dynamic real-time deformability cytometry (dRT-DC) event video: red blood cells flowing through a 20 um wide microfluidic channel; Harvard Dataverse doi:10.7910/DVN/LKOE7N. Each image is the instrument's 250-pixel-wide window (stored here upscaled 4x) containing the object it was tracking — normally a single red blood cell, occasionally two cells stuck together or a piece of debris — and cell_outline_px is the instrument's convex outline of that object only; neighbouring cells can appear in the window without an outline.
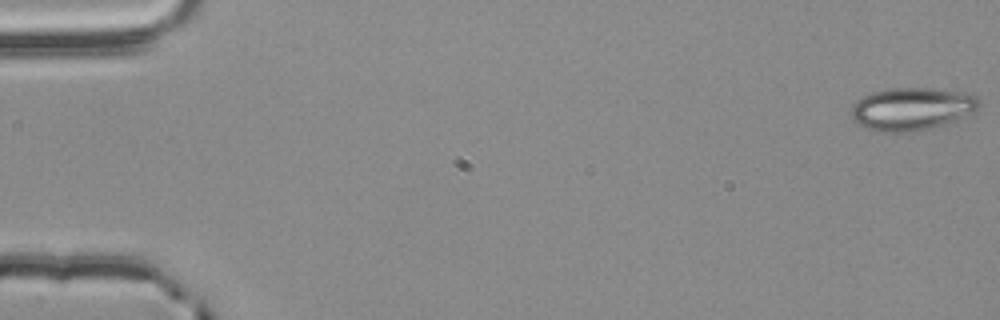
{"species": "common noctule bat (a hibernating species)", "species_latin": "Nyctalus noctula", "temperature_condition": "room temperature", "stored_images_in_passage": 56, "camera_frame_rate_fps": 3000, "um_per_image_px": 0.085, "animal": {"sex": "male", "body_mass_g": 20.4}, "frame": {"image": 1, "passage_image": 1, "time_ms": 0.0, "image_size_px": [1000, 320], "cell_outline_px": [[980, 104], [972, 112], [956, 120], [944, 124], [928, 128], [904, 132], [880, 132], [864, 128], [856, 124], [852, 120], [848, 112], [852, 104], [856, 100], [872, 92], [892, 88], [932, 88], [976, 92], [980, 100]], "centroid_in_image_um": [77.48, 9.23], "position_along_channel_um": 7.5, "area_um2": 32.43}}
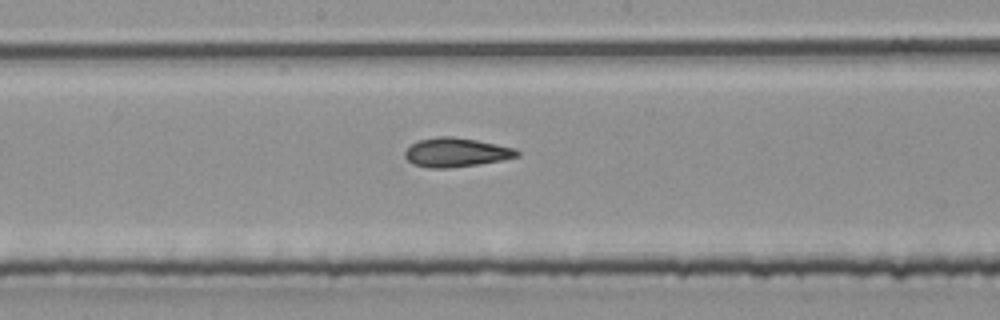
{"frame": {"image": 2, "passage_image": 30, "time_ms": 9.667, "image_size_px": [1000, 320], "cell_outline_px": [[520, 156], [500, 160], [476, 164], [448, 168], [428, 168], [412, 164], [404, 156], [404, 152], [416, 140], [436, 136], [452, 136], [476, 140], [516, 148], [520, 152]], "centroid_in_image_um": [38.74, 12.94], "position_along_channel_um": 209.5, "area_um2": 19.02}}
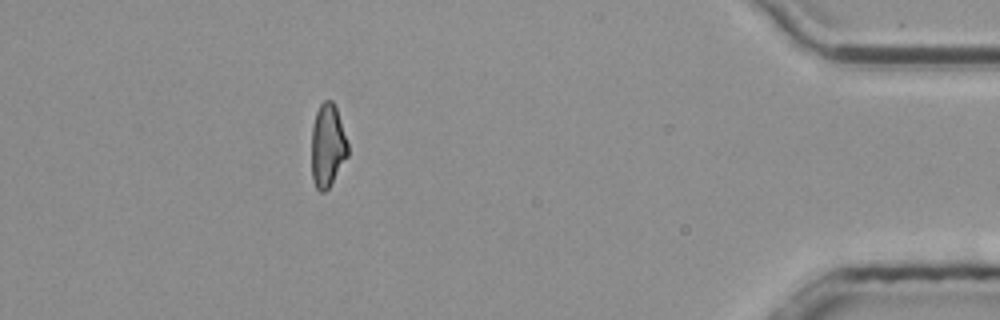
{"frame": {"image": 3, "passage_image": 50, "time_ms": 16.333, "image_size_px": [1000, 320], "cell_outline_px": [[348, 156], [328, 188], [324, 192], [320, 192], [316, 188], [312, 180], [312, 128], [316, 112], [320, 104], [324, 100], [332, 100], [336, 108], [348, 144]], "centroid_in_image_um": [27.84, 12.38], "position_along_channel_um": 407.4, "area_um2": 17.46}, "authors_computed_cell_mechanics": {"area_um2": 19.0162, "velocity_mm_per_s": 3.7896, "shape_relaxation_time_tau1_ms": null, "shape_relaxation_time_tau2_ms": 2.3036, "deformation_change_tau1": null, "deformation_change_tau2": 0.0937}}